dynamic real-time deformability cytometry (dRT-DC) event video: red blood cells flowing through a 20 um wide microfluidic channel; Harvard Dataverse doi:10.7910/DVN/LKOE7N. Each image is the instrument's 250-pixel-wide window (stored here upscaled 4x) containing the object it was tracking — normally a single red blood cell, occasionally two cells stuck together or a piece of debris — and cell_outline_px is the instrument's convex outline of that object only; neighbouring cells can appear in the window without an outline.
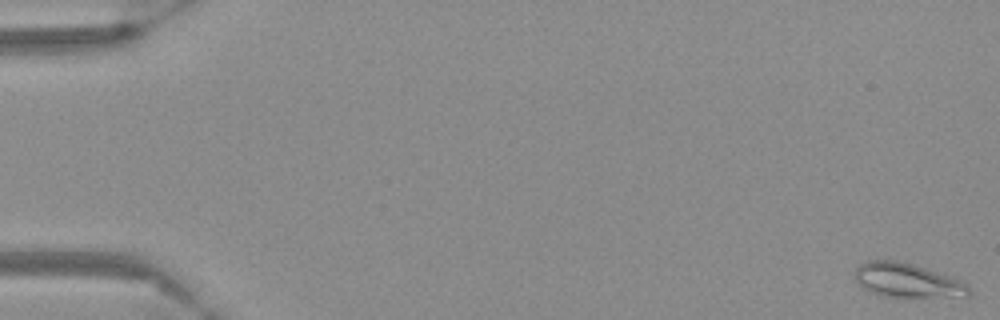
{"species": "Egyptian fruit bat (a non-hibernating species)", "species_latin": "Rousettus aegyptiacus", "temperature_condition": "warm", "stored_images_in_passage": 57, "camera_frame_rate_fps": 3000, "um_per_image_px": 0.085, "frame": {"image": 1, "passage_image": 1, "time_ms": 0.0, "image_size_px": [1000, 320], "cell_outline_px": [[968, 296], [880, 296], [856, 284], [852, 272], [860, 264], [868, 260], [896, 260], [912, 264], [952, 276], [968, 284]], "centroid_in_image_um": [77.04, 23.81], "position_along_channel_um": 8.0, "area_um2": 22.6}}
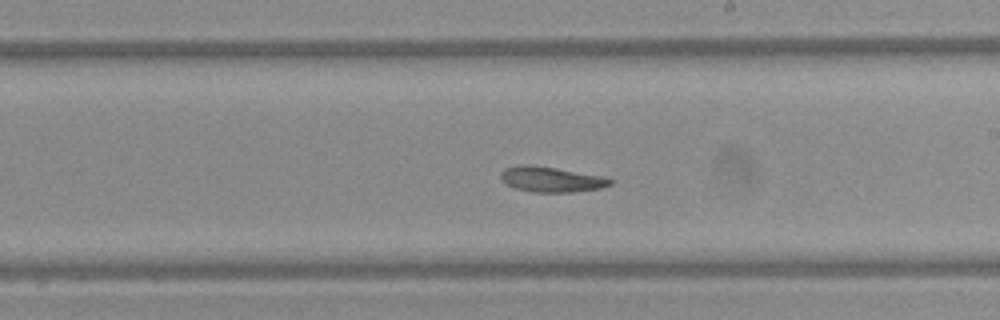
{"frame": {"image": 2, "passage_image": 34, "time_ms": 11.0, "image_size_px": [1000, 320], "cell_outline_px": [[616, 180], [612, 184], [600, 188], [572, 192], [536, 192], [516, 188], [508, 184], [500, 176], [500, 172], [504, 168], [516, 164], [528, 164], [556, 168], [608, 176]], "centroid_in_image_um": [46.93, 15.22], "position_along_channel_um": 242.1, "area_um2": 16.36}}
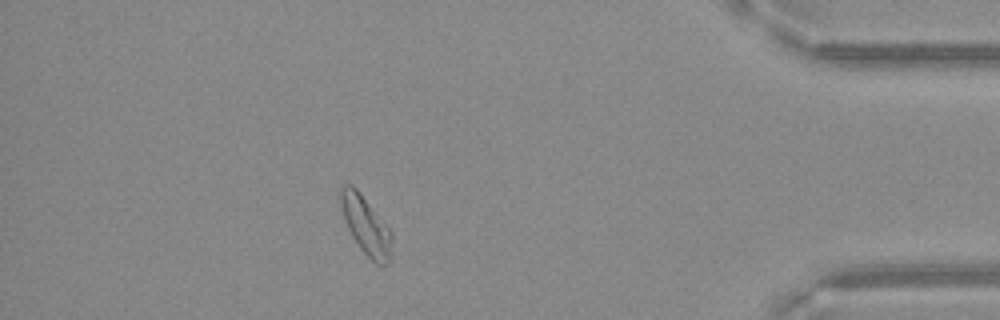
{"frame": {"image": 3, "passage_image": 51, "time_ms": 16.667, "image_size_px": [1000, 320], "cell_outline_px": [[392, 260], [388, 264], [376, 264], [360, 248], [352, 236], [344, 220], [340, 208], [340, 188], [344, 184], [352, 184], [356, 188], [392, 232]], "centroid_in_image_um": [31.1, 19.18], "position_along_channel_um": 404.1, "area_um2": 17.4}}